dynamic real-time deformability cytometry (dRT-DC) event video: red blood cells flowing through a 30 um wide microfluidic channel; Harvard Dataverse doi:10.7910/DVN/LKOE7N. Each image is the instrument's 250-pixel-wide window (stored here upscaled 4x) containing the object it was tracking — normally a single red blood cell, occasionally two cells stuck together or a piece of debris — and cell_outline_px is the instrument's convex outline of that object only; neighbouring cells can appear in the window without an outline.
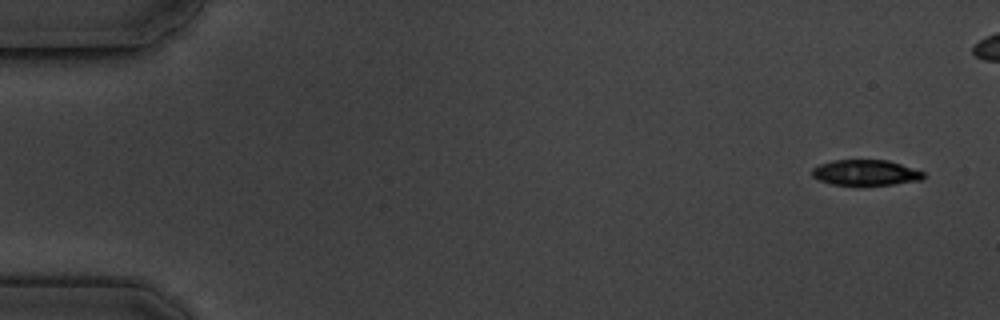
{"species": "common noctule bat (a hibernating species)", "species_latin": "Nyctalus noctula", "temperature_condition": "cold", "stored_images_in_passage": 6, "camera_frame_rate_fps": 3000, "um_per_image_px": 0.085, "animal": {"sex": "male", "body_mass_g": 19.5, "forearm_length_mm": 54.6}, "frame": {"image": 1, "passage_image": 1, "time_ms": 0.0, "image_size_px": [1000, 320], "cell_outline_px": [[924, 176], [920, 180], [892, 184], [832, 184], [820, 180], [812, 176], [812, 168], [820, 164], [832, 160], [888, 160], [924, 172]], "centroid_in_image_um": [73.55, 14.65], "position_along_channel_um": 11.4, "area_um2": 16.24}}
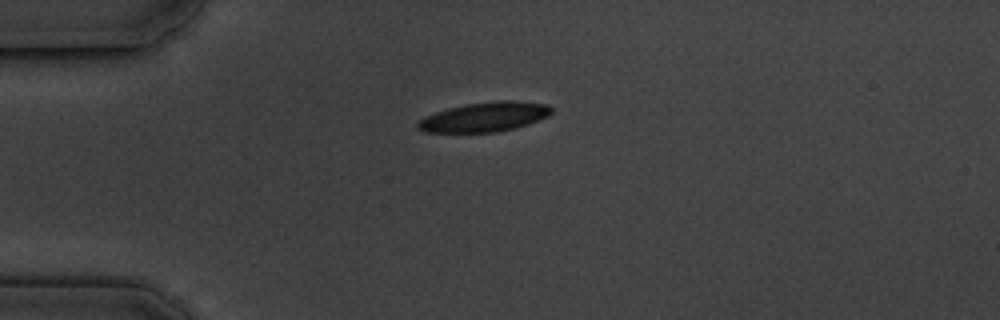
{"frame": {"image": 2, "passage_image": 6, "time_ms": 6.667, "image_size_px": [1000, 320], "cell_outline_px": [[552, 112], [548, 116], [528, 124], [516, 128], [496, 132], [424, 132], [416, 128], [416, 124], [424, 116], [448, 108], [464, 104], [496, 100], [512, 100], [548, 104], [552, 108]], "centroid_in_image_um": [41.19, 9.93], "position_along_channel_um": 43.8, "area_um2": 23.18}}